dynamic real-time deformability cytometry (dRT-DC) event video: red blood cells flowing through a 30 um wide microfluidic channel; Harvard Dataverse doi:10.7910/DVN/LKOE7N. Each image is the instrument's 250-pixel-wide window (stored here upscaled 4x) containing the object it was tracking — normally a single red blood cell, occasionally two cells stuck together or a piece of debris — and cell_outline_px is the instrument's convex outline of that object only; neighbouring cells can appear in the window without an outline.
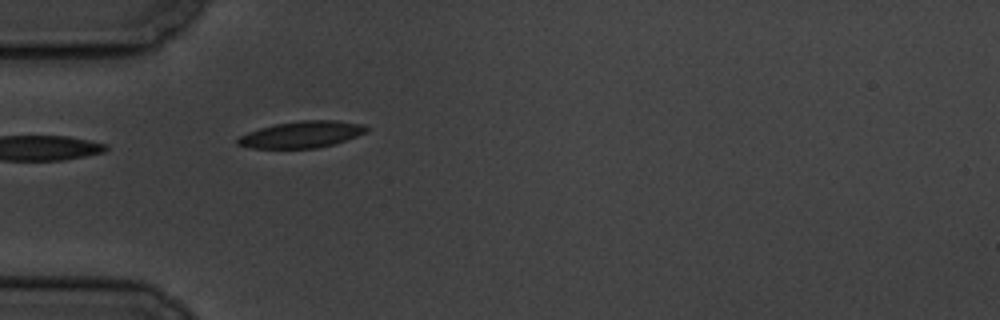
{"species": "common noctule bat (a hibernating species)", "species_latin": "Nyctalus noctula", "temperature_condition": "cold", "stored_images_in_passage": 5, "camera_frame_rate_fps": 3000, "um_per_image_px": 0.085, "animal": {"sex": "male", "body_mass_g": 19.5, "forearm_length_mm": 54.6}, "frame": {"image": 1, "passage_image": 5, "time_ms": 4.667, "image_size_px": [1000, 320], "cell_outline_px": [[368, 132], [332, 144], [316, 148], [252, 148], [236, 144], [236, 140], [240, 136], [248, 132], [260, 128], [276, 124], [300, 120], [336, 120], [364, 124], [368, 128]], "centroid_in_image_um": [25.65, 11.42], "position_along_channel_um": 59.4, "area_um2": 19.83}}